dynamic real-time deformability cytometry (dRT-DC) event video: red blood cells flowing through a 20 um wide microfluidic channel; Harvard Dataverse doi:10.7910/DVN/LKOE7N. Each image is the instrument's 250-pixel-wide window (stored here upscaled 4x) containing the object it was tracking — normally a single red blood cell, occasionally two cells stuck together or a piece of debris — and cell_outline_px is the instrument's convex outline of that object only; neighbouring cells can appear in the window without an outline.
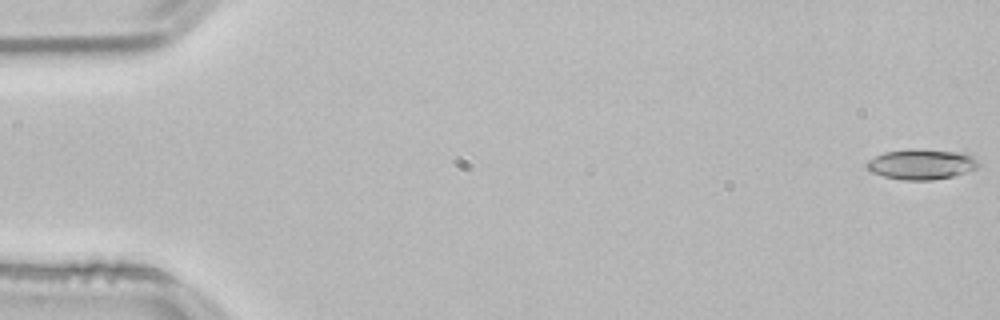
{"species": "common noctule bat (a hibernating species)", "species_latin": "Nyctalus noctula", "temperature_condition": "room temperature", "stored_images_in_passage": 54, "camera_frame_rate_fps": 3000, "um_per_image_px": 0.085, "animal": {"sex": "male", "body_mass_g": 21.5, "forearm_length_mm": 52.0}, "frame": {"image": 1, "passage_image": 1, "time_ms": 0.0, "image_size_px": [1000, 320], "cell_outline_px": [[980, 164], [976, 168], [968, 172], [952, 176], [932, 180], [900, 180], [884, 176], [872, 172], [864, 164], [868, 160], [884, 152], [908, 148], [916, 148], [964, 152], [980, 160]], "centroid_in_image_um": [78.35, 13.94], "position_along_channel_um": 6.7, "area_um2": 20.11}}
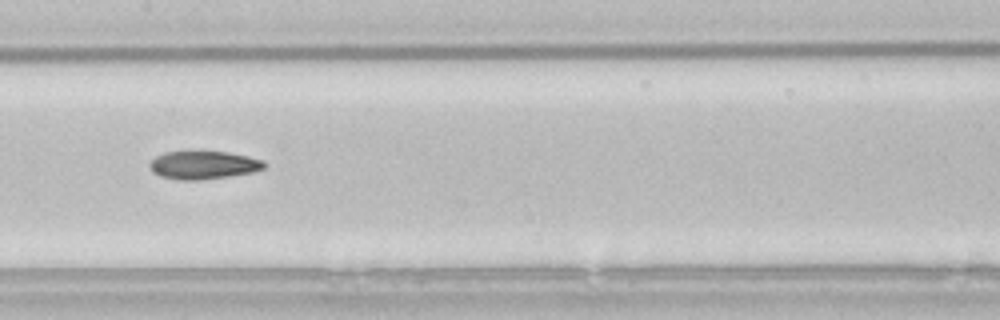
{"frame": {"image": 2, "passage_image": 27, "time_ms": 8.667, "image_size_px": [1000, 320], "cell_outline_px": [[268, 164], [264, 168], [252, 172], [228, 176], [200, 180], [180, 180], [160, 176], [152, 172], [148, 164], [156, 156], [164, 152], [228, 152], [248, 156], [264, 160]], "centroid_in_image_um": [17.3, 14.03], "position_along_channel_um": 190.1, "area_um2": 18.73}}
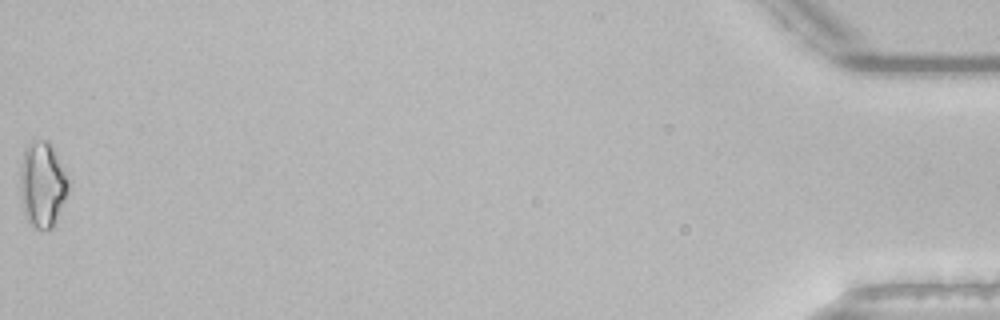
{"frame": {"image": 3, "passage_image": 54, "time_ms": 17.667, "image_size_px": [1000, 320], "cell_outline_px": [[72, 180], [68, 192], [56, 220], [52, 228], [36, 228], [24, 216], [20, 192], [20, 168], [24, 152], [28, 144], [44, 140], [48, 140], [52, 144]], "centroid_in_image_um": [3.65, 15.65], "position_along_channel_um": 431.6, "area_um2": 24.33}, "authors_computed_cell_mechanics": {"area_um2": 18.9873, "velocity_mm_per_s": 3.8232, "shape_relaxation_time_tau1_ms": null, "shape_relaxation_time_tau2_ms": 4.4946, "deformation_change_tau1": null, "deformation_change_tau2": 0.1335}}